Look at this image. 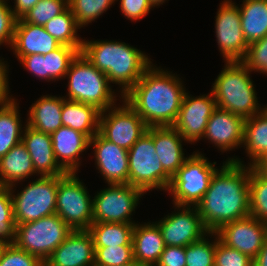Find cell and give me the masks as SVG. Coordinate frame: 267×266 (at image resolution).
<instances>
[{"mask_svg": "<svg viewBox=\"0 0 267 266\" xmlns=\"http://www.w3.org/2000/svg\"><path fill=\"white\" fill-rule=\"evenodd\" d=\"M250 165L237 156L228 157L213 174L203 198L196 204L209 232L250 215Z\"/></svg>", "mask_w": 267, "mask_h": 266, "instance_id": "obj_1", "label": "cell"}, {"mask_svg": "<svg viewBox=\"0 0 267 266\" xmlns=\"http://www.w3.org/2000/svg\"><path fill=\"white\" fill-rule=\"evenodd\" d=\"M156 65L152 63L122 99L148 127L173 126L187 89L179 74Z\"/></svg>", "mask_w": 267, "mask_h": 266, "instance_id": "obj_2", "label": "cell"}, {"mask_svg": "<svg viewBox=\"0 0 267 266\" xmlns=\"http://www.w3.org/2000/svg\"><path fill=\"white\" fill-rule=\"evenodd\" d=\"M80 53L98 70L105 73L109 83L118 85L123 97L153 63L140 49L117 40H86Z\"/></svg>", "mask_w": 267, "mask_h": 266, "instance_id": "obj_3", "label": "cell"}, {"mask_svg": "<svg viewBox=\"0 0 267 266\" xmlns=\"http://www.w3.org/2000/svg\"><path fill=\"white\" fill-rule=\"evenodd\" d=\"M212 88L218 108L230 111L244 119L264 110L258 101L251 71L242 61H225Z\"/></svg>", "mask_w": 267, "mask_h": 266, "instance_id": "obj_4", "label": "cell"}, {"mask_svg": "<svg viewBox=\"0 0 267 266\" xmlns=\"http://www.w3.org/2000/svg\"><path fill=\"white\" fill-rule=\"evenodd\" d=\"M64 79H68V92L63 96L65 99L94 106L100 112L115 106L117 97L122 99L118 89H112L114 85L109 83L106 74L92 65L81 53L71 62Z\"/></svg>", "mask_w": 267, "mask_h": 266, "instance_id": "obj_5", "label": "cell"}, {"mask_svg": "<svg viewBox=\"0 0 267 266\" xmlns=\"http://www.w3.org/2000/svg\"><path fill=\"white\" fill-rule=\"evenodd\" d=\"M63 176L34 177L17 194L16 184L9 187L16 226L56 214L58 181Z\"/></svg>", "mask_w": 267, "mask_h": 266, "instance_id": "obj_6", "label": "cell"}, {"mask_svg": "<svg viewBox=\"0 0 267 266\" xmlns=\"http://www.w3.org/2000/svg\"><path fill=\"white\" fill-rule=\"evenodd\" d=\"M129 184L146 194L152 190L167 192L172 178L165 172L156 154L153 126L128 150Z\"/></svg>", "mask_w": 267, "mask_h": 266, "instance_id": "obj_7", "label": "cell"}, {"mask_svg": "<svg viewBox=\"0 0 267 266\" xmlns=\"http://www.w3.org/2000/svg\"><path fill=\"white\" fill-rule=\"evenodd\" d=\"M200 151H194L172 177L168 194L173 204L196 206L206 193L210 180L218 169Z\"/></svg>", "mask_w": 267, "mask_h": 266, "instance_id": "obj_8", "label": "cell"}, {"mask_svg": "<svg viewBox=\"0 0 267 266\" xmlns=\"http://www.w3.org/2000/svg\"><path fill=\"white\" fill-rule=\"evenodd\" d=\"M73 230L57 215L16 226L15 245L43 263Z\"/></svg>", "mask_w": 267, "mask_h": 266, "instance_id": "obj_9", "label": "cell"}, {"mask_svg": "<svg viewBox=\"0 0 267 266\" xmlns=\"http://www.w3.org/2000/svg\"><path fill=\"white\" fill-rule=\"evenodd\" d=\"M77 173H66L57 188L56 214L74 231L93 223V198Z\"/></svg>", "mask_w": 267, "mask_h": 266, "instance_id": "obj_10", "label": "cell"}, {"mask_svg": "<svg viewBox=\"0 0 267 266\" xmlns=\"http://www.w3.org/2000/svg\"><path fill=\"white\" fill-rule=\"evenodd\" d=\"M146 194L142 189L130 184H108L93 198V223L136 224L132 216Z\"/></svg>", "mask_w": 267, "mask_h": 266, "instance_id": "obj_11", "label": "cell"}, {"mask_svg": "<svg viewBox=\"0 0 267 266\" xmlns=\"http://www.w3.org/2000/svg\"><path fill=\"white\" fill-rule=\"evenodd\" d=\"M118 100L121 105L118 103L100 112L99 133L108 141L129 150L146 133L148 126L124 99Z\"/></svg>", "mask_w": 267, "mask_h": 266, "instance_id": "obj_12", "label": "cell"}, {"mask_svg": "<svg viewBox=\"0 0 267 266\" xmlns=\"http://www.w3.org/2000/svg\"><path fill=\"white\" fill-rule=\"evenodd\" d=\"M215 16V37L223 61H242L248 44L243 36L237 3L223 0Z\"/></svg>", "mask_w": 267, "mask_h": 266, "instance_id": "obj_13", "label": "cell"}, {"mask_svg": "<svg viewBox=\"0 0 267 266\" xmlns=\"http://www.w3.org/2000/svg\"><path fill=\"white\" fill-rule=\"evenodd\" d=\"M173 205L172 213L155 221L162 233L165 246L186 247L209 233L196 206Z\"/></svg>", "mask_w": 267, "mask_h": 266, "instance_id": "obj_14", "label": "cell"}, {"mask_svg": "<svg viewBox=\"0 0 267 266\" xmlns=\"http://www.w3.org/2000/svg\"><path fill=\"white\" fill-rule=\"evenodd\" d=\"M189 93L186 91L184 95L173 127L189 144L195 145L202 140L208 120L217 105L212 91L196 97Z\"/></svg>", "mask_w": 267, "mask_h": 266, "instance_id": "obj_15", "label": "cell"}, {"mask_svg": "<svg viewBox=\"0 0 267 266\" xmlns=\"http://www.w3.org/2000/svg\"><path fill=\"white\" fill-rule=\"evenodd\" d=\"M215 233L220 242L254 259L264 245L267 222L249 215L224 224Z\"/></svg>", "mask_w": 267, "mask_h": 266, "instance_id": "obj_16", "label": "cell"}, {"mask_svg": "<svg viewBox=\"0 0 267 266\" xmlns=\"http://www.w3.org/2000/svg\"><path fill=\"white\" fill-rule=\"evenodd\" d=\"M89 148L94 149L95 168L105 183L129 184L127 149L108 141L99 132L90 139Z\"/></svg>", "mask_w": 267, "mask_h": 266, "instance_id": "obj_17", "label": "cell"}, {"mask_svg": "<svg viewBox=\"0 0 267 266\" xmlns=\"http://www.w3.org/2000/svg\"><path fill=\"white\" fill-rule=\"evenodd\" d=\"M245 119L230 111L216 108L210 116L202 139L224 153L242 148Z\"/></svg>", "mask_w": 267, "mask_h": 266, "instance_id": "obj_18", "label": "cell"}, {"mask_svg": "<svg viewBox=\"0 0 267 266\" xmlns=\"http://www.w3.org/2000/svg\"><path fill=\"white\" fill-rule=\"evenodd\" d=\"M95 247L88 230L72 231L44 262L45 266H94Z\"/></svg>", "mask_w": 267, "mask_h": 266, "instance_id": "obj_19", "label": "cell"}, {"mask_svg": "<svg viewBox=\"0 0 267 266\" xmlns=\"http://www.w3.org/2000/svg\"><path fill=\"white\" fill-rule=\"evenodd\" d=\"M54 154L59 166L66 173H78L81 166L80 155L89 150L90 138L77 130L61 126L50 134Z\"/></svg>", "mask_w": 267, "mask_h": 266, "instance_id": "obj_20", "label": "cell"}, {"mask_svg": "<svg viewBox=\"0 0 267 266\" xmlns=\"http://www.w3.org/2000/svg\"><path fill=\"white\" fill-rule=\"evenodd\" d=\"M22 142L32 159L35 172L39 176H61L66 172L57 163L51 136L26 125Z\"/></svg>", "mask_w": 267, "mask_h": 266, "instance_id": "obj_21", "label": "cell"}, {"mask_svg": "<svg viewBox=\"0 0 267 266\" xmlns=\"http://www.w3.org/2000/svg\"><path fill=\"white\" fill-rule=\"evenodd\" d=\"M59 46L56 39L45 31L44 26L26 23L22 18L16 20L13 43L10 47L14 57L46 55Z\"/></svg>", "mask_w": 267, "mask_h": 266, "instance_id": "obj_22", "label": "cell"}, {"mask_svg": "<svg viewBox=\"0 0 267 266\" xmlns=\"http://www.w3.org/2000/svg\"><path fill=\"white\" fill-rule=\"evenodd\" d=\"M153 142L163 169L172 178L189 157L183 148L188 142L173 126H153Z\"/></svg>", "mask_w": 267, "mask_h": 266, "instance_id": "obj_23", "label": "cell"}, {"mask_svg": "<svg viewBox=\"0 0 267 266\" xmlns=\"http://www.w3.org/2000/svg\"><path fill=\"white\" fill-rule=\"evenodd\" d=\"M133 259L140 266H155L164 251L165 243L159 226L153 221L140 222L133 230Z\"/></svg>", "mask_w": 267, "mask_h": 266, "instance_id": "obj_24", "label": "cell"}, {"mask_svg": "<svg viewBox=\"0 0 267 266\" xmlns=\"http://www.w3.org/2000/svg\"><path fill=\"white\" fill-rule=\"evenodd\" d=\"M64 99L60 95H42L29 107L25 123L40 132H55L63 126L61 113Z\"/></svg>", "mask_w": 267, "mask_h": 266, "instance_id": "obj_25", "label": "cell"}, {"mask_svg": "<svg viewBox=\"0 0 267 266\" xmlns=\"http://www.w3.org/2000/svg\"><path fill=\"white\" fill-rule=\"evenodd\" d=\"M39 176L33 167L32 159L21 141L0 159V186L22 185L29 177ZM19 183V184H18Z\"/></svg>", "mask_w": 267, "mask_h": 266, "instance_id": "obj_26", "label": "cell"}, {"mask_svg": "<svg viewBox=\"0 0 267 266\" xmlns=\"http://www.w3.org/2000/svg\"><path fill=\"white\" fill-rule=\"evenodd\" d=\"M62 125L86 134L90 139L99 132L100 111L94 106L64 99Z\"/></svg>", "mask_w": 267, "mask_h": 266, "instance_id": "obj_27", "label": "cell"}, {"mask_svg": "<svg viewBox=\"0 0 267 266\" xmlns=\"http://www.w3.org/2000/svg\"><path fill=\"white\" fill-rule=\"evenodd\" d=\"M16 97L8 103L0 104V159L22 141L24 128L20 117V107Z\"/></svg>", "mask_w": 267, "mask_h": 266, "instance_id": "obj_28", "label": "cell"}, {"mask_svg": "<svg viewBox=\"0 0 267 266\" xmlns=\"http://www.w3.org/2000/svg\"><path fill=\"white\" fill-rule=\"evenodd\" d=\"M237 4L241 27L247 44L261 40L267 35V0H243Z\"/></svg>", "mask_w": 267, "mask_h": 266, "instance_id": "obj_29", "label": "cell"}, {"mask_svg": "<svg viewBox=\"0 0 267 266\" xmlns=\"http://www.w3.org/2000/svg\"><path fill=\"white\" fill-rule=\"evenodd\" d=\"M246 157L249 158L247 165L254 164L267 152V112L265 109L245 119L243 143Z\"/></svg>", "mask_w": 267, "mask_h": 266, "instance_id": "obj_30", "label": "cell"}, {"mask_svg": "<svg viewBox=\"0 0 267 266\" xmlns=\"http://www.w3.org/2000/svg\"><path fill=\"white\" fill-rule=\"evenodd\" d=\"M134 225L128 223H92L88 232L93 238L94 247L133 246Z\"/></svg>", "mask_w": 267, "mask_h": 266, "instance_id": "obj_31", "label": "cell"}, {"mask_svg": "<svg viewBox=\"0 0 267 266\" xmlns=\"http://www.w3.org/2000/svg\"><path fill=\"white\" fill-rule=\"evenodd\" d=\"M47 31L60 45H66L81 51L83 38L78 35V26L71 9L68 7L63 13L55 16L44 25Z\"/></svg>", "mask_w": 267, "mask_h": 266, "instance_id": "obj_32", "label": "cell"}, {"mask_svg": "<svg viewBox=\"0 0 267 266\" xmlns=\"http://www.w3.org/2000/svg\"><path fill=\"white\" fill-rule=\"evenodd\" d=\"M116 0H68V7L80 28L103 16Z\"/></svg>", "mask_w": 267, "mask_h": 266, "instance_id": "obj_33", "label": "cell"}, {"mask_svg": "<svg viewBox=\"0 0 267 266\" xmlns=\"http://www.w3.org/2000/svg\"><path fill=\"white\" fill-rule=\"evenodd\" d=\"M250 216L267 222V179L250 166L249 179Z\"/></svg>", "mask_w": 267, "mask_h": 266, "instance_id": "obj_34", "label": "cell"}, {"mask_svg": "<svg viewBox=\"0 0 267 266\" xmlns=\"http://www.w3.org/2000/svg\"><path fill=\"white\" fill-rule=\"evenodd\" d=\"M215 249L216 233L209 232L185 247L186 266H214Z\"/></svg>", "mask_w": 267, "mask_h": 266, "instance_id": "obj_35", "label": "cell"}, {"mask_svg": "<svg viewBox=\"0 0 267 266\" xmlns=\"http://www.w3.org/2000/svg\"><path fill=\"white\" fill-rule=\"evenodd\" d=\"M79 53L74 47L60 45L57 49L44 55L47 65V82L65 78L71 62Z\"/></svg>", "mask_w": 267, "mask_h": 266, "instance_id": "obj_36", "label": "cell"}, {"mask_svg": "<svg viewBox=\"0 0 267 266\" xmlns=\"http://www.w3.org/2000/svg\"><path fill=\"white\" fill-rule=\"evenodd\" d=\"M15 238L16 222L10 188L0 186V241L12 245Z\"/></svg>", "mask_w": 267, "mask_h": 266, "instance_id": "obj_37", "label": "cell"}, {"mask_svg": "<svg viewBox=\"0 0 267 266\" xmlns=\"http://www.w3.org/2000/svg\"><path fill=\"white\" fill-rule=\"evenodd\" d=\"M68 8V0H39L22 19L26 23L44 26Z\"/></svg>", "mask_w": 267, "mask_h": 266, "instance_id": "obj_38", "label": "cell"}, {"mask_svg": "<svg viewBox=\"0 0 267 266\" xmlns=\"http://www.w3.org/2000/svg\"><path fill=\"white\" fill-rule=\"evenodd\" d=\"M133 260V246L95 247L94 266H121Z\"/></svg>", "mask_w": 267, "mask_h": 266, "instance_id": "obj_39", "label": "cell"}, {"mask_svg": "<svg viewBox=\"0 0 267 266\" xmlns=\"http://www.w3.org/2000/svg\"><path fill=\"white\" fill-rule=\"evenodd\" d=\"M242 62L251 72L267 76V35L248 45L246 56Z\"/></svg>", "mask_w": 267, "mask_h": 266, "instance_id": "obj_40", "label": "cell"}, {"mask_svg": "<svg viewBox=\"0 0 267 266\" xmlns=\"http://www.w3.org/2000/svg\"><path fill=\"white\" fill-rule=\"evenodd\" d=\"M214 266H253V259L238 250L226 246L216 235Z\"/></svg>", "mask_w": 267, "mask_h": 266, "instance_id": "obj_41", "label": "cell"}, {"mask_svg": "<svg viewBox=\"0 0 267 266\" xmlns=\"http://www.w3.org/2000/svg\"><path fill=\"white\" fill-rule=\"evenodd\" d=\"M0 266H44V263L38 257L12 244L4 249Z\"/></svg>", "mask_w": 267, "mask_h": 266, "instance_id": "obj_42", "label": "cell"}, {"mask_svg": "<svg viewBox=\"0 0 267 266\" xmlns=\"http://www.w3.org/2000/svg\"><path fill=\"white\" fill-rule=\"evenodd\" d=\"M9 3L10 0H0V47L5 45L7 48L12 46L17 20Z\"/></svg>", "mask_w": 267, "mask_h": 266, "instance_id": "obj_43", "label": "cell"}, {"mask_svg": "<svg viewBox=\"0 0 267 266\" xmlns=\"http://www.w3.org/2000/svg\"><path fill=\"white\" fill-rule=\"evenodd\" d=\"M119 2L120 12L131 22L140 21L154 9V6L149 0H119Z\"/></svg>", "mask_w": 267, "mask_h": 266, "instance_id": "obj_44", "label": "cell"}, {"mask_svg": "<svg viewBox=\"0 0 267 266\" xmlns=\"http://www.w3.org/2000/svg\"><path fill=\"white\" fill-rule=\"evenodd\" d=\"M22 64L24 69L30 72L33 76L47 81V65L44 55L31 54L23 57H15Z\"/></svg>", "mask_w": 267, "mask_h": 266, "instance_id": "obj_45", "label": "cell"}, {"mask_svg": "<svg viewBox=\"0 0 267 266\" xmlns=\"http://www.w3.org/2000/svg\"><path fill=\"white\" fill-rule=\"evenodd\" d=\"M185 247L165 246L155 266H186Z\"/></svg>", "mask_w": 267, "mask_h": 266, "instance_id": "obj_46", "label": "cell"}, {"mask_svg": "<svg viewBox=\"0 0 267 266\" xmlns=\"http://www.w3.org/2000/svg\"><path fill=\"white\" fill-rule=\"evenodd\" d=\"M0 104L11 102L15 97L10 93L9 87V66L8 61H4V58L0 56Z\"/></svg>", "mask_w": 267, "mask_h": 266, "instance_id": "obj_47", "label": "cell"}, {"mask_svg": "<svg viewBox=\"0 0 267 266\" xmlns=\"http://www.w3.org/2000/svg\"><path fill=\"white\" fill-rule=\"evenodd\" d=\"M14 5H10L16 19L22 18L27 12L33 8L39 0H13Z\"/></svg>", "mask_w": 267, "mask_h": 266, "instance_id": "obj_48", "label": "cell"}, {"mask_svg": "<svg viewBox=\"0 0 267 266\" xmlns=\"http://www.w3.org/2000/svg\"><path fill=\"white\" fill-rule=\"evenodd\" d=\"M253 266H267V236L263 247L258 252V255L253 259Z\"/></svg>", "mask_w": 267, "mask_h": 266, "instance_id": "obj_49", "label": "cell"}, {"mask_svg": "<svg viewBox=\"0 0 267 266\" xmlns=\"http://www.w3.org/2000/svg\"><path fill=\"white\" fill-rule=\"evenodd\" d=\"M262 177L267 179V160H257L251 165Z\"/></svg>", "mask_w": 267, "mask_h": 266, "instance_id": "obj_50", "label": "cell"}, {"mask_svg": "<svg viewBox=\"0 0 267 266\" xmlns=\"http://www.w3.org/2000/svg\"><path fill=\"white\" fill-rule=\"evenodd\" d=\"M149 1L152 3L154 7L157 8V6L160 7L161 5H163V3L165 4L169 0H149Z\"/></svg>", "mask_w": 267, "mask_h": 266, "instance_id": "obj_51", "label": "cell"}, {"mask_svg": "<svg viewBox=\"0 0 267 266\" xmlns=\"http://www.w3.org/2000/svg\"><path fill=\"white\" fill-rule=\"evenodd\" d=\"M6 246H7V244L0 241V259H1L2 253H3L4 249L6 248Z\"/></svg>", "mask_w": 267, "mask_h": 266, "instance_id": "obj_52", "label": "cell"}, {"mask_svg": "<svg viewBox=\"0 0 267 266\" xmlns=\"http://www.w3.org/2000/svg\"><path fill=\"white\" fill-rule=\"evenodd\" d=\"M121 266H140L135 260H133L131 263L121 265Z\"/></svg>", "mask_w": 267, "mask_h": 266, "instance_id": "obj_53", "label": "cell"}, {"mask_svg": "<svg viewBox=\"0 0 267 266\" xmlns=\"http://www.w3.org/2000/svg\"><path fill=\"white\" fill-rule=\"evenodd\" d=\"M258 160H267V152H266V154H265L263 157H261V158L258 159Z\"/></svg>", "mask_w": 267, "mask_h": 266, "instance_id": "obj_54", "label": "cell"}, {"mask_svg": "<svg viewBox=\"0 0 267 266\" xmlns=\"http://www.w3.org/2000/svg\"><path fill=\"white\" fill-rule=\"evenodd\" d=\"M264 109H265V111L267 112V104H266V106H264Z\"/></svg>", "mask_w": 267, "mask_h": 266, "instance_id": "obj_55", "label": "cell"}]
</instances>
